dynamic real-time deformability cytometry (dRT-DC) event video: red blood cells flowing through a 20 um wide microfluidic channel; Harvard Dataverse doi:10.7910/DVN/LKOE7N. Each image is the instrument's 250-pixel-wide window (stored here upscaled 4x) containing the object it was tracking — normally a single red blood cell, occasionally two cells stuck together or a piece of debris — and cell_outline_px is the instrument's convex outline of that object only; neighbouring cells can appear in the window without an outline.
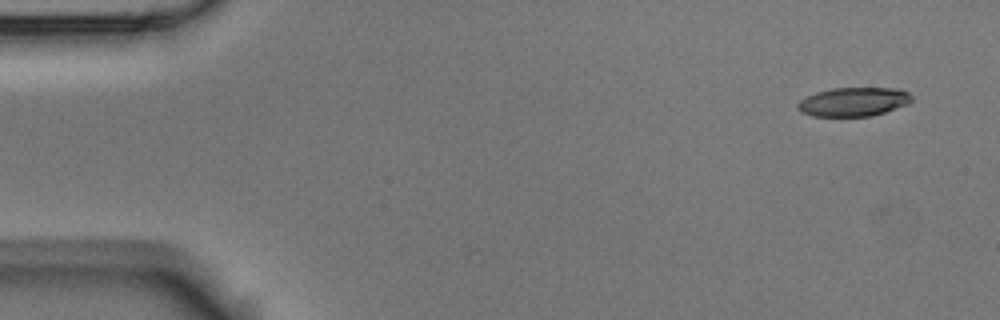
{"species": "Egyptian fruit bat (a non-hibernating species)", "species_latin": "Rousettus aegyptiacus", "temperature_condition": "room temperature", "stored_images_in_passage": 9, "camera_frame_rate_fps": 3000, "um_per_image_px": 0.085, "animal": {"sex": "male"}, "frame": {"image": 1, "passage_image": 1, "time_ms": 0.0, "image_size_px": [1000, 320], "cell_outline_px": [[912, 100], [908, 104], [872, 116], [812, 116], [800, 112], [796, 108], [796, 104], [800, 100], [816, 92], [832, 88], [900, 88], [908, 92], [912, 96]], "centroid_in_image_um": [72.54, 8.65], "position_along_channel_um": 12.5, "area_um2": 19.31}}
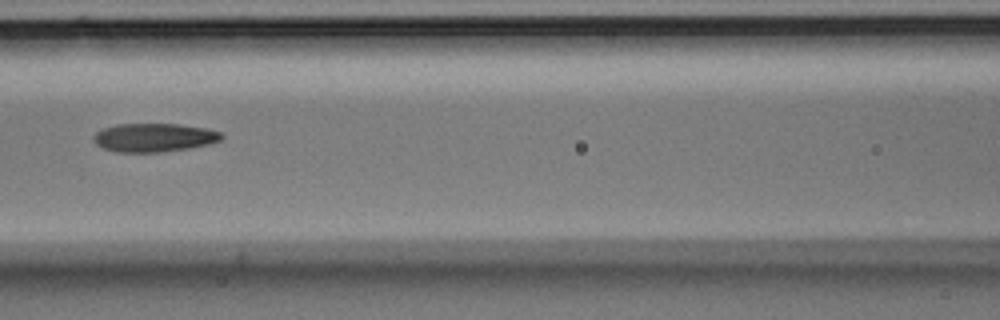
{"frame": {"image": 2, "passage_image": 7, "time_ms": 2.0, "image_size_px": [1000, 320], "cell_outline_px": [[224, 136], [220, 140], [208, 144], [188, 148], [160, 152], [116, 152], [104, 148], [96, 144], [92, 140], [92, 136], [96, 132], [104, 128], [116, 124], [180, 124], [208, 128], [220, 132]], "centroid_in_image_um": [13.08, 11.68], "position_along_channel_um": 153.5, "area_um2": 21.33}}
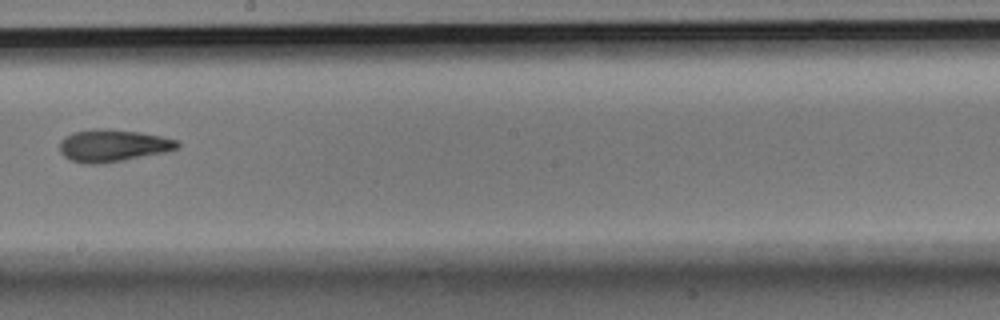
{"frame": {"image": 3, "passage_image": 9, "time_ms": 2.667, "image_size_px": [1000, 320], "cell_outline_px": [[180, 148], [164, 152], [124, 160], [100, 164], [84, 164], [72, 160], [64, 156], [60, 152], [60, 140], [64, 136], [72, 132], [96, 128], [108, 128], [140, 132], [160, 136], [176, 140], [180, 144]], "centroid_in_image_um": [9.57, 12.36], "position_along_channel_um": 238.6, "area_um2": 22.25}}